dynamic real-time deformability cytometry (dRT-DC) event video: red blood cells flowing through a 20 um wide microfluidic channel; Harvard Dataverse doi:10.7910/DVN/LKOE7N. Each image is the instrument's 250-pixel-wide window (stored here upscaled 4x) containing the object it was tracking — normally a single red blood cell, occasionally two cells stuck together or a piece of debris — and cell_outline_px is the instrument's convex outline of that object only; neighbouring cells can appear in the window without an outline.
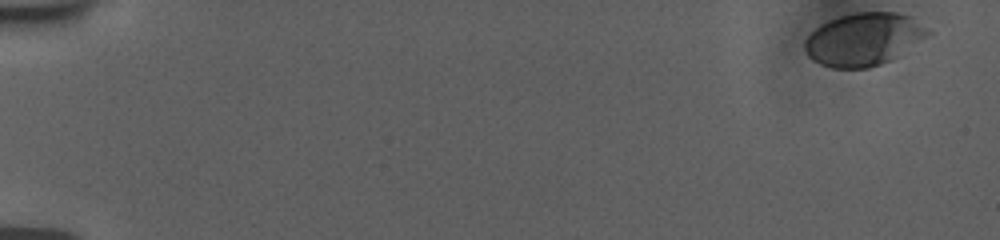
{"species": "human", "species_latin": "Homo sapiens", "temperature_condition": "room temperature", "stored_images_in_passage": 50, "camera_frame_rate_fps": 3000, "um_per_image_px": 0.085, "donor": {"sex": "female"}, "frame": {"image": 1, "passage_image": 1, "time_ms": 0.0, "image_size_px": [1000, 240], "cell_outline_px": [[932, 32], [928, 36], [888, 60], [880, 64], [868, 68], [832, 68], [820, 64], [812, 60], [808, 56], [804, 48], [804, 40], [816, 28], [840, 16], [856, 12], [896, 12], [912, 16], [928, 28]], "centroid_in_image_um": [73.41, 3.33], "position_along_channel_um": 11.6, "area_um2": 37.45}}
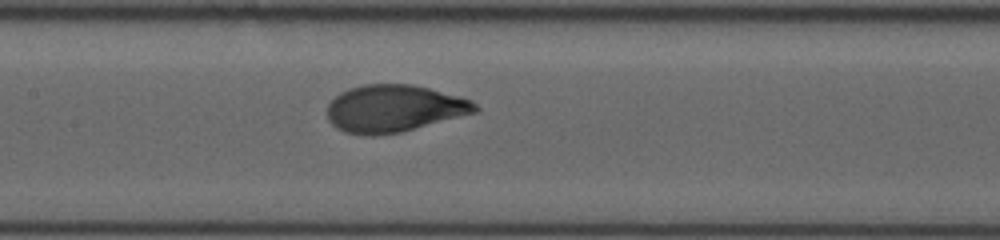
{"frame": {"image": 2, "passage_image": 28, "time_ms": 9.0, "image_size_px": [1000, 240], "cell_outline_px": [[480, 112], [400, 132], [372, 136], [368, 136], [344, 132], [336, 128], [328, 120], [328, 104], [340, 92], [348, 88], [364, 84], [412, 84], [460, 96], [472, 100], [480, 108]], "centroid_in_image_um": [33.52, 9.22], "position_along_channel_um": 173.9, "area_um2": 40.98}}
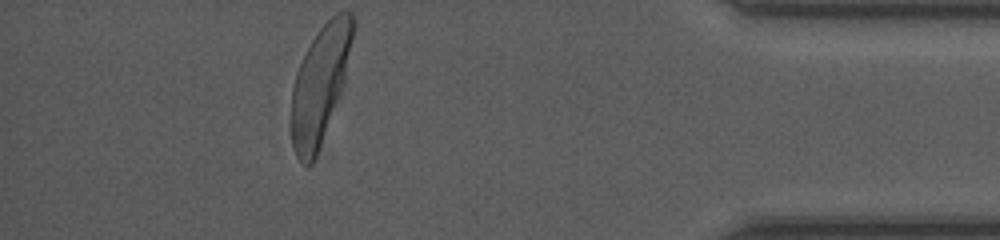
{"frame": {"image": 3, "passage_image": 50, "time_ms": 16.333, "image_size_px": [1000, 240], "cell_outline_px": [[356, 24], [344, 84], [316, 156], [312, 164], [308, 168], [296, 156], [292, 144], [292, 88], [296, 72], [316, 32], [336, 12], [352, 12], [356, 20]], "centroid_in_image_um": [27.23, 7.15], "position_along_channel_um": 408.0, "area_um2": 41.91}, "authors_computed_cell_mechanics": {"area_um2": 40.2288, "velocity_mm_per_s": 3.7235, "shape_relaxation_time_tau1_ms": 2.9055, "shape_relaxation_time_tau2_ms": null, "deformation_change_tau1": 0.1676, "deformation_change_tau2": null}}